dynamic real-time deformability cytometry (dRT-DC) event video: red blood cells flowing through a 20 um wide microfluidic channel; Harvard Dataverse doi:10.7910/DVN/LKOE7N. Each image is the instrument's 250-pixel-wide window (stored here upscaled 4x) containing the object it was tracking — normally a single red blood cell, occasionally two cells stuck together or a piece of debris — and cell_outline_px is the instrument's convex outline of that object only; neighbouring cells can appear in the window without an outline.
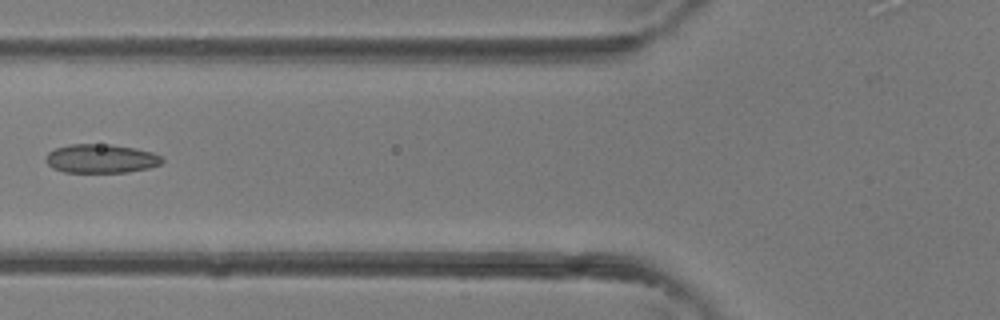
{"species": "common noctule bat (a hibernating species)", "species_latin": "Nyctalus noctula", "temperature_condition": "room temperature", "stored_images_in_passage": 5, "camera_frame_rate_fps": 3000, "um_per_image_px": 0.085, "animal": {"sex": "female"}, "frame": {"image": 1, "passage_image": 5, "time_ms": 1.333, "image_size_px": [1000, 320], "cell_outline_px": [[164, 160], [160, 164], [148, 168], [128, 172], [64, 172], [52, 168], [44, 160], [48, 152], [56, 148], [68, 144], [112, 144], [136, 148], [152, 152], [160, 156]], "centroid_in_image_um": [8.56, 13.47], "position_along_channel_um": 117.2, "area_um2": 19.65}}